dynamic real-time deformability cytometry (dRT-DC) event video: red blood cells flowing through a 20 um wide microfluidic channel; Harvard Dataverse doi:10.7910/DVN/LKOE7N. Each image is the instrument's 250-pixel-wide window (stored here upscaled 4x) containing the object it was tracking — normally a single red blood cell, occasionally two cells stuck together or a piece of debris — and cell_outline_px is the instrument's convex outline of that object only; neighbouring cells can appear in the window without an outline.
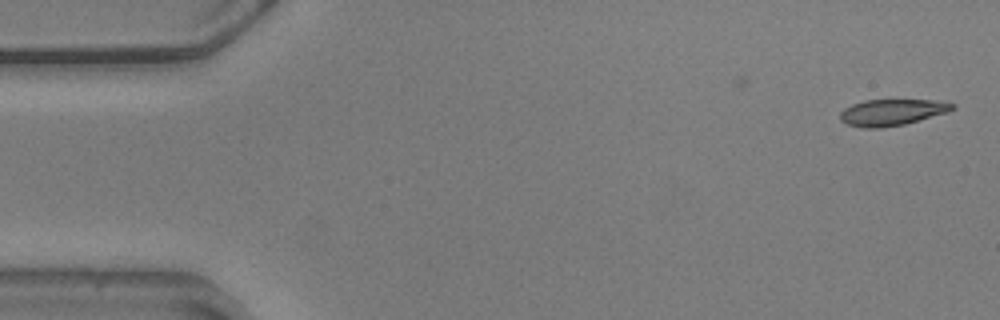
{"species": "common noctule bat (a hibernating species)", "species_latin": "Nyctalus noctula", "temperature_condition": "warm", "stored_images_in_passage": 10, "camera_frame_rate_fps": 3000, "um_per_image_px": 0.085, "animal": {"sex": "male", "body_mass_g": 20.5, "forearm_length_mm": 52.5}, "frame": {"image": 1, "passage_image": 1, "time_ms": 0.0, "image_size_px": [1000, 320], "cell_outline_px": [[956, 108], [948, 112], [904, 124], [880, 128], [864, 128], [848, 124], [840, 120], [840, 112], [844, 108], [852, 104], [864, 100], [932, 100], [956, 104]], "centroid_in_image_um": [75.81, 9.54], "position_along_channel_um": 9.2, "area_um2": 17.17}}